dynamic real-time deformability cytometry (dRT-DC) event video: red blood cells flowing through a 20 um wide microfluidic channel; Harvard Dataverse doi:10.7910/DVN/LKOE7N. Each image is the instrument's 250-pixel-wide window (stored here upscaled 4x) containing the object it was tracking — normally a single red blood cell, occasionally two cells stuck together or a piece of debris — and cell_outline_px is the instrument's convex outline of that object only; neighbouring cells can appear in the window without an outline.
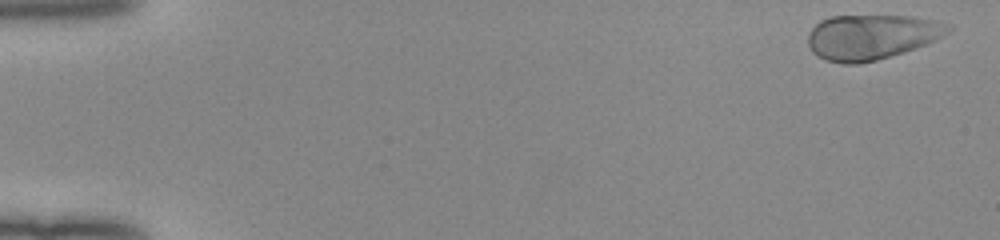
{"species": "human", "species_latin": "Homo sapiens", "temperature_condition": "room temperature", "stored_images_in_passage": 52, "camera_frame_rate_fps": 3000, "um_per_image_px": 0.085, "donor": {"sex": "female"}, "frame": {"image": 1, "passage_image": 2, "time_ms": 0.333, "image_size_px": [1000, 240], "cell_outline_px": [[952, 28], [940, 36], [916, 48], [904, 52], [876, 60], [856, 64], [840, 64], [824, 60], [816, 56], [812, 52], [808, 44], [808, 32], [820, 20], [832, 16], [912, 16], [940, 20], [952, 24]], "centroid_in_image_um": [74.05, 3.14], "position_along_channel_um": 11.0, "area_um2": 36.93}}
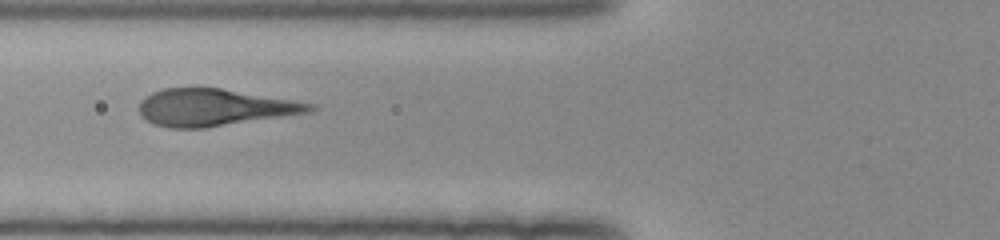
{"frame": {"image": 2, "passage_image": 21, "time_ms": 6.667, "image_size_px": [1000, 240], "cell_outline_px": [[316, 108], [312, 112], [204, 128], [168, 128], [152, 124], [140, 116], [140, 100], [152, 92], [164, 88], [220, 88], [316, 104]], "centroid_in_image_um": [18.2, 9.14], "position_along_channel_um": 107.6, "area_um2": 36.76}}
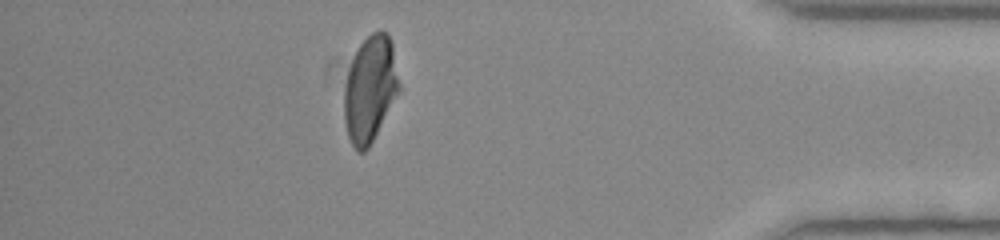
{"frame": {"image": 3, "passage_image": 46, "time_ms": 15.0, "image_size_px": [1000, 240], "cell_outline_px": [[400, 88], [368, 148], [364, 152], [356, 152], [348, 136], [344, 120], [344, 88], [348, 68], [360, 44], [372, 32], [388, 32], [392, 44], [400, 84]], "centroid_in_image_um": [31.43, 7.56], "position_along_channel_um": 403.8, "area_um2": 33.52}}